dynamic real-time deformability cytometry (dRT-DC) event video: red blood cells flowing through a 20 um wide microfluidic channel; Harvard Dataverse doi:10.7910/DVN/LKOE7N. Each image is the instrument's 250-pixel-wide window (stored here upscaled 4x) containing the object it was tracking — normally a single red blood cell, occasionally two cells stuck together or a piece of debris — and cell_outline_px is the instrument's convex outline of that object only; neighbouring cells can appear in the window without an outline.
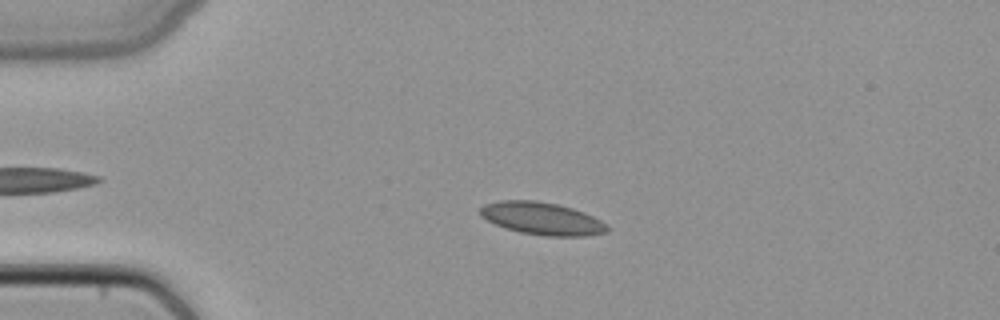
{"species": "common noctule bat (a hibernating species)", "species_latin": "Nyctalus noctula", "temperature_condition": "cold", "stored_images_in_passage": 49, "camera_frame_rate_fps": 3000, "um_per_image_px": 0.085, "animal": {"sex": "female", "body_mass_g": 22.7, "forearm_length_mm": 54.2}, "frame": {"image": 1, "passage_image": 12, "time_ms": 3.667, "image_size_px": [1000, 320], "cell_outline_px": [[608, 232], [588, 236], [544, 236], [520, 232], [504, 228], [480, 216], [480, 208], [484, 204], [500, 200], [536, 200], [556, 204], [572, 208], [584, 212], [608, 224]], "centroid_in_image_um": [46.08, 18.58], "position_along_channel_um": 38.9, "area_um2": 24.16}}
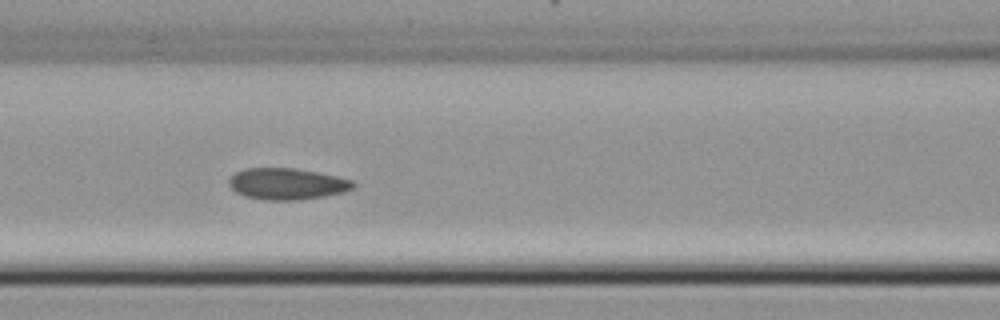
{"frame": {"image": 2, "passage_image": 22, "time_ms": 7.0, "image_size_px": [1000, 320], "cell_outline_px": [[356, 184], [352, 188], [344, 192], [296, 200], [264, 200], [244, 196], [236, 192], [228, 184], [228, 180], [236, 172], [244, 168], [296, 168], [336, 176], [352, 180]], "centroid_in_image_um": [24.36, 15.62], "position_along_channel_um": 142.2, "area_um2": 22.6}}
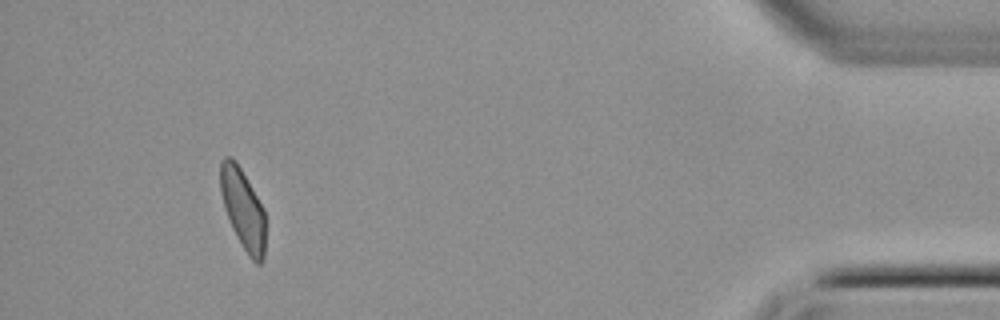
{"frame": {"image": 3, "passage_image": 46, "time_ms": 15.0, "image_size_px": [1000, 320], "cell_outline_px": [[264, 260], [260, 264], [256, 264], [248, 256], [236, 236], [228, 220], [224, 208], [220, 192], [220, 160], [224, 156], [232, 156], [236, 160], [264, 208]], "centroid_in_image_um": [20.63, 17.74], "position_along_channel_um": 414.6, "area_um2": 21.33}}